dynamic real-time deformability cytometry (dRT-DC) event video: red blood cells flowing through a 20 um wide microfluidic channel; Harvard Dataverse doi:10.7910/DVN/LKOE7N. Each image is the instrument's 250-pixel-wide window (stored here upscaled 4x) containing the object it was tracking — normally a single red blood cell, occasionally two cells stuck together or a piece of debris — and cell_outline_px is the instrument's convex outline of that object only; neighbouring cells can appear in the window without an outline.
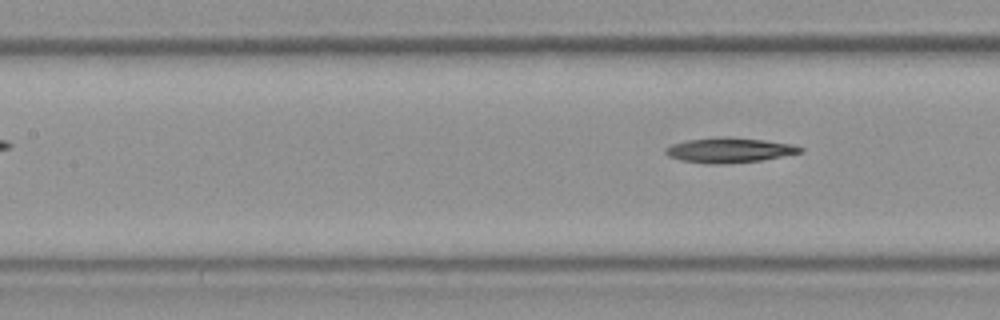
{"species": "Egyptian fruit bat (a non-hibernating species)", "species_latin": "Rousettus aegyptiacus", "temperature_condition": "room temperature", "stored_images_in_passage": 5, "segment_of_instrument_passage": [2, 2], "camera_frame_rate_fps": 3000, "um_per_image_px": 0.085, "frame": {"image": 1, "passage_image": 5, "time_ms": 1.333, "image_size_px": [1000, 320], "cell_outline_px": [[804, 152], [760, 160], [716, 164], [708, 164], [680, 160], [668, 156], [664, 152], [664, 148], [672, 144], [688, 140], [720, 136], [732, 136], [764, 140], [792, 144], [804, 148]], "centroid_in_image_um": [61.97, 12.75], "position_along_channel_um": 145.4, "area_um2": 19.65}}